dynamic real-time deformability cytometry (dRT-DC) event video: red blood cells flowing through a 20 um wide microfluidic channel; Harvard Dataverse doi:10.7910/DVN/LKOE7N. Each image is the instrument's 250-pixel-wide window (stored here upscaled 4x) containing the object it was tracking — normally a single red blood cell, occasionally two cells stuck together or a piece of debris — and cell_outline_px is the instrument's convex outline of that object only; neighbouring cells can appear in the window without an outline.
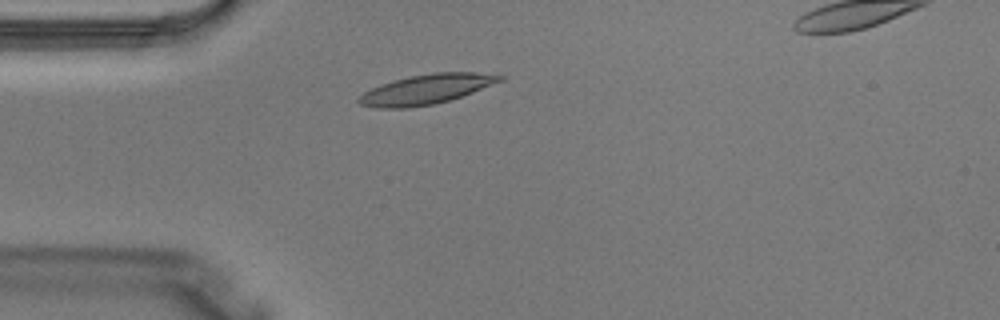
{"species": "Egyptian fruit bat (a non-hibernating species)", "species_latin": "Rousettus aegyptiacus", "temperature_condition": "warm", "stored_images_in_passage": 3, "segment_of_instrument_passage": [1, 2], "camera_frame_rate_fps": 3000, "um_per_image_px": 0.085, "animal": {"sex": "male"}, "frame": {"image": 1, "passage_image": 2, "time_ms": 0.333, "image_size_px": [1000, 320], "cell_outline_px": [[504, 80], [472, 92], [448, 100], [432, 104], [408, 108], [376, 108], [360, 104], [356, 100], [364, 92], [372, 88], [396, 80], [412, 76], [432, 72], [472, 72], [504, 76]], "centroid_in_image_um": [36.22, 7.59], "position_along_channel_um": 48.8, "area_um2": 23.93}}